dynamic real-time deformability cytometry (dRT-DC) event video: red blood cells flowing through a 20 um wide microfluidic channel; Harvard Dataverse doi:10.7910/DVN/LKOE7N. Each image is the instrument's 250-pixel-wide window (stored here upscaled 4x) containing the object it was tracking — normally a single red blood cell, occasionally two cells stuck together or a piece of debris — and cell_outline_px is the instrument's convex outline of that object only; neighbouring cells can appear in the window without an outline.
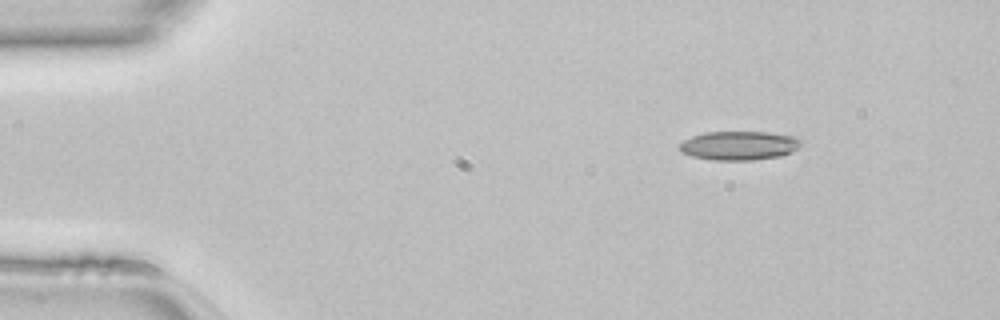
{"species": "common noctule bat (a hibernating species)", "species_latin": "Nyctalus noctula", "temperature_condition": "room temperature", "stored_images_in_passage": 11, "camera_frame_rate_fps": 3000, "um_per_image_px": 0.085, "animal": {"sex": "female", "body_mass_g": 22.7, "forearm_length_mm": 54.2}, "frame": {"image": 1, "passage_image": 4, "time_ms": 1.0, "image_size_px": [1000, 320], "cell_outline_px": [[800, 144], [796, 148], [780, 156], [752, 160], [712, 160], [692, 156], [680, 152], [680, 144], [684, 140], [692, 136], [708, 132], [768, 132], [796, 136], [800, 140]], "centroid_in_image_um": [62.79, 12.37], "position_along_channel_um": 22.2, "area_um2": 20.29}}